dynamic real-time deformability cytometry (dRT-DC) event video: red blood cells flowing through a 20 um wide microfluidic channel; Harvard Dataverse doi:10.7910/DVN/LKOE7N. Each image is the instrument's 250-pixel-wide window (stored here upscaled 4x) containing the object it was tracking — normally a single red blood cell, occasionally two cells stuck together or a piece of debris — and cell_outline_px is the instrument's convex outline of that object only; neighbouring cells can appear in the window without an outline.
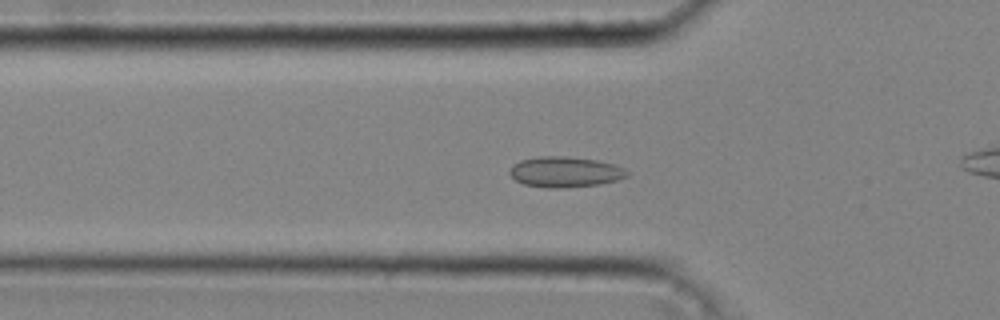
{"species": "common noctule bat (a hibernating species)", "species_latin": "Nyctalus noctula", "temperature_condition": "cold", "stored_images_in_passage": 38, "camera_frame_rate_fps": 3000, "um_per_image_px": 0.085, "animal": {"sex": "male", "body_mass_g": 20.4}, "frame": {"image": 1, "passage_image": 15, "time_ms": 4.667, "image_size_px": [1000, 320], "cell_outline_px": [[628, 176], [616, 180], [600, 184], [560, 188], [548, 188], [524, 184], [516, 180], [508, 172], [520, 160], [540, 156], [568, 156], [596, 160], [612, 164], [624, 168], [628, 172]], "centroid_in_image_um": [48.04, 14.61], "position_along_channel_um": 77.8, "area_um2": 20.69}}
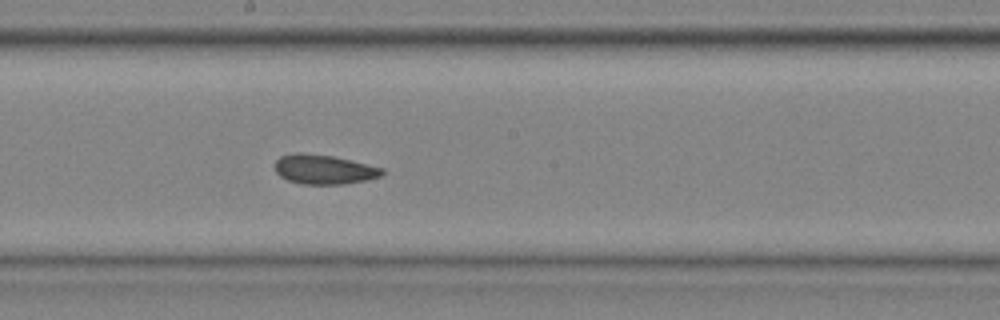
{"frame": {"image": 2, "passage_image": 25, "time_ms": 8.0, "image_size_px": [1000, 320], "cell_outline_px": [[384, 172], [380, 176], [368, 180], [344, 184], [304, 184], [288, 180], [280, 176], [276, 172], [276, 160], [280, 156], [292, 152], [300, 152], [332, 156], [384, 168]], "centroid_in_image_um": [27.53, 14.39], "position_along_channel_um": 220.7, "area_um2": 18.38}}
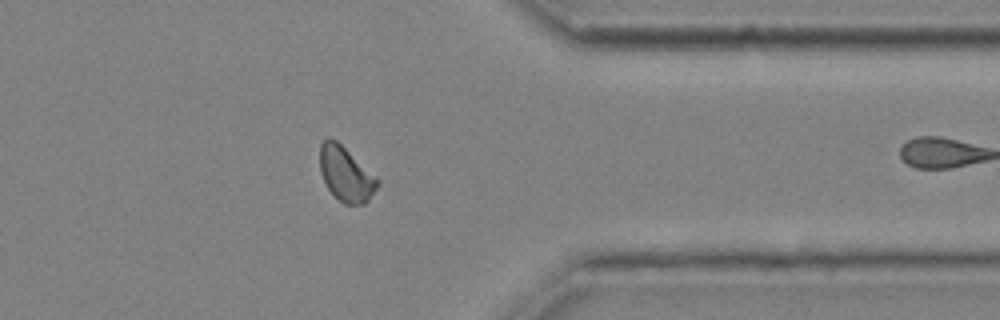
{"frame": {"image": 3, "passage_image": 37, "time_ms": 12.0, "image_size_px": [1000, 320], "cell_outline_px": [[380, 184], [368, 200], [364, 204], [344, 204], [328, 188], [320, 172], [320, 144], [328, 136], [336, 140], [380, 180]], "centroid_in_image_um": [29.4, 14.78], "position_along_channel_um": 382.0, "area_um2": 18.09}}